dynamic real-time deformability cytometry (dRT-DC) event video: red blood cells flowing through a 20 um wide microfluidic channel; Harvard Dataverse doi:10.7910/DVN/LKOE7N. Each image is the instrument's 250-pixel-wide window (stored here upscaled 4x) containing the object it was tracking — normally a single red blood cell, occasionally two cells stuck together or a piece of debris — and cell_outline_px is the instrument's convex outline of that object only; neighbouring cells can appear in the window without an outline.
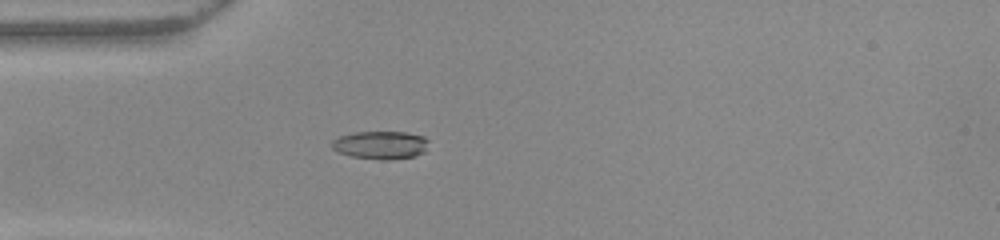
{"species": "common noctule bat (a hibernating species)", "species_latin": "Nyctalus noctula", "temperature_condition": "warm", "stored_images_in_passage": 39, "camera_frame_rate_fps": 3000, "um_per_image_px": 0.085, "animal": {"sex": "female", "body_mass_g": 22.0, "forearm_length_mm": 56.7}, "frame": {"image": 1, "passage_image": 2, "time_ms": 0.333, "image_size_px": [1000, 240], "cell_outline_px": [[428, 140], [424, 152], [416, 156], [392, 160], [380, 160], [352, 156], [336, 152], [332, 148], [332, 140], [340, 136], [356, 132], [404, 132], [424, 136]], "centroid_in_image_um": [32.35, 12.34], "position_along_channel_um": 52.7, "area_um2": 15.9}}
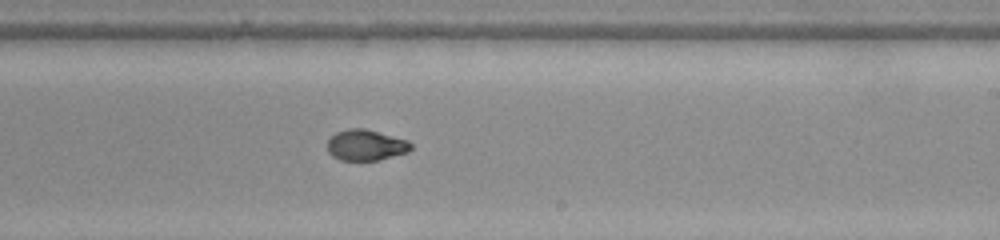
{"frame": {"image": 2, "passage_image": 18, "time_ms": 5.667, "image_size_px": [1000, 240], "cell_outline_px": [[412, 148], [408, 152], [380, 160], [340, 160], [332, 156], [328, 152], [328, 140], [336, 132], [348, 128], [364, 128], [408, 140], [412, 144]], "centroid_in_image_um": [31.1, 12.33], "position_along_channel_um": 257.9, "area_um2": 15.09}}
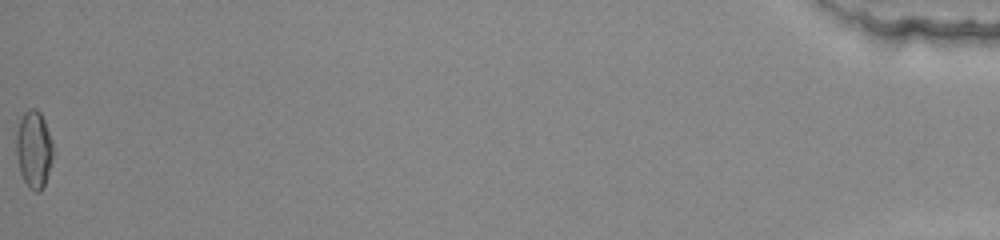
{"frame": {"image": 3, "passage_image": 39, "time_ms": 12.667, "image_size_px": [1000, 240], "cell_outline_px": [[52, 160], [44, 184], [36, 192], [28, 188], [20, 172], [16, 156], [16, 136], [20, 120], [24, 112], [28, 108], [36, 108], [40, 112], [44, 120], [52, 140]], "centroid_in_image_um": [2.86, 12.66], "position_along_channel_um": 432.3, "area_um2": 16.42}, "authors_computed_cell_mechanics": {"area_um2": 15.606, "velocity_mm_per_s": 3.9933, "shape_relaxation_time_tau1_ms": null, "shape_relaxation_time_tau2_ms": 1.051, "deformation_change_tau1": null, "deformation_change_tau2": 0.0476}}